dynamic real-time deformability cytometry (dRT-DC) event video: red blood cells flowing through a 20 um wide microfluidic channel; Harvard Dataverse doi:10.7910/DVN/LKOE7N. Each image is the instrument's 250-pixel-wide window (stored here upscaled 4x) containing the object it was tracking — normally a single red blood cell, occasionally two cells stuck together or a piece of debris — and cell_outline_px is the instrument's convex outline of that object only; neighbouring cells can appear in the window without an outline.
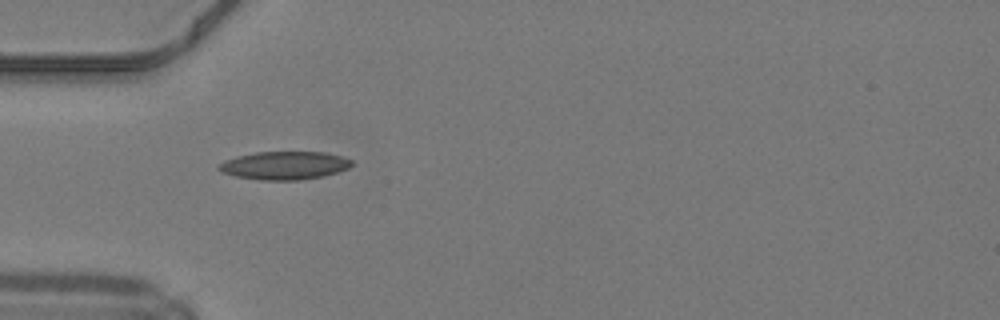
{"species": "common noctule bat (a hibernating species)", "species_latin": "Nyctalus noctula", "temperature_condition": "warm", "stored_images_in_passage": 34, "camera_frame_rate_fps": 3000, "um_per_image_px": 0.085, "animal": {"sex": "male", "body_mass_g": 19.2, "forearm_length_mm": 51.8}, "frame": {"image": 1, "passage_image": 1, "time_ms": 0.0, "image_size_px": [1000, 320], "cell_outline_px": [[352, 164], [348, 168], [324, 176], [300, 180], [260, 180], [236, 176], [220, 172], [216, 168], [216, 164], [224, 160], [236, 156], [256, 152], [324, 152], [340, 156], [352, 160]], "centroid_in_image_um": [24.11, 14.06], "position_along_channel_um": 60.9, "area_um2": 21.91}}
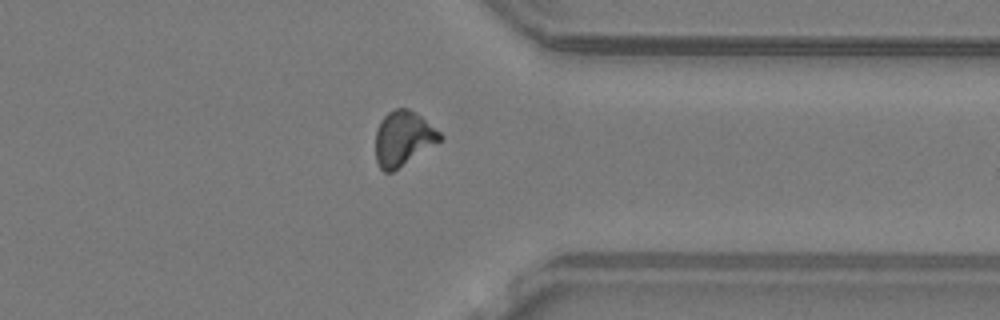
{"frame": {"image": 2, "passage_image": 24, "time_ms": 7.667, "image_size_px": [1000, 320], "cell_outline_px": [[444, 136], [440, 140], [392, 172], [384, 172], [380, 168], [376, 160], [376, 128], [380, 120], [388, 112], [396, 108], [408, 108], [420, 116], [440, 132]], "centroid_in_image_um": [34.23, 11.75], "position_along_channel_um": 377.2, "area_um2": 20.17}}
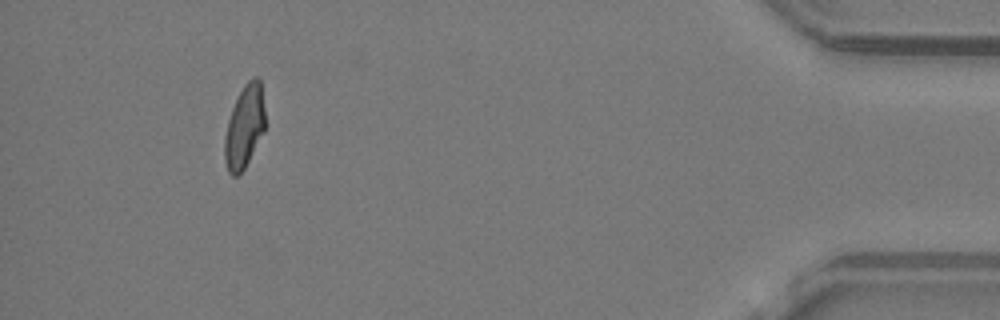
{"frame": {"image": 3, "passage_image": 31, "time_ms": 10.0, "image_size_px": [1000, 320], "cell_outline_px": [[264, 132], [244, 168], [236, 176], [232, 176], [228, 172], [224, 160], [224, 136], [228, 120], [232, 108], [244, 84], [252, 76], [256, 76], [260, 80], [264, 108]], "centroid_in_image_um": [20.76, 10.77], "position_along_channel_um": 414.4, "area_um2": 19.42}, "authors_computed_cell_mechanics": {"area_um2": 19.9699, "velocity_mm_per_s": 4.2194, "shape_relaxation_time_tau1_ms": null, "shape_relaxation_time_tau2_ms": 2.3684, "deformation_change_tau1": null, "deformation_change_tau2": 0.0885}}